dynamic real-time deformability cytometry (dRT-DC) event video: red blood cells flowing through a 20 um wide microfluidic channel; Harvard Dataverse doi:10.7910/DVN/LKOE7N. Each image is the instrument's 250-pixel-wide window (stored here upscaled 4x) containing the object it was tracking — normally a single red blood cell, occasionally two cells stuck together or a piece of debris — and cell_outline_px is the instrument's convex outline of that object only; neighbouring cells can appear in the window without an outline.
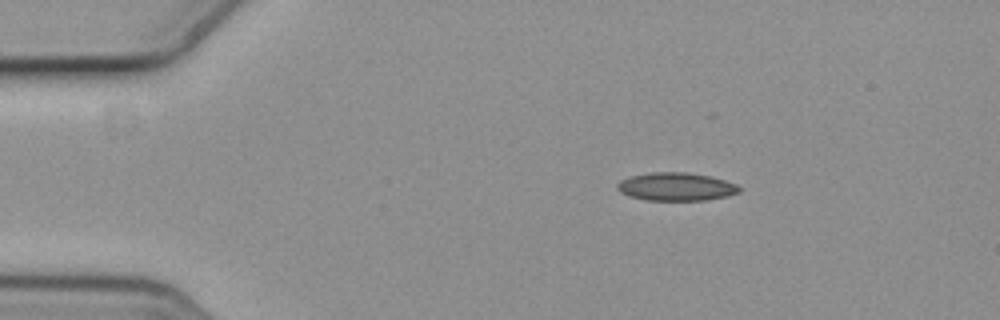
{"species": "common noctule bat (a hibernating species)", "species_latin": "Nyctalus noctula", "temperature_condition": "cold", "stored_images_in_passage": 5, "camera_frame_rate_fps": 3000, "um_per_image_px": 0.085, "animal": {"sex": "female", "body_mass_g": 19.3, "forearm_length_mm": 54.1}, "frame": {"image": 1, "passage_image": 2, "time_ms": 0.333, "image_size_px": [1000, 320], "cell_outline_px": [[740, 192], [724, 196], [704, 200], [644, 200], [628, 196], [620, 192], [616, 188], [616, 184], [620, 180], [632, 176], [652, 172], [688, 172], [712, 176], [736, 184], [740, 188]], "centroid_in_image_um": [57.43, 15.86], "position_along_channel_um": 27.6, "area_um2": 20.0}}
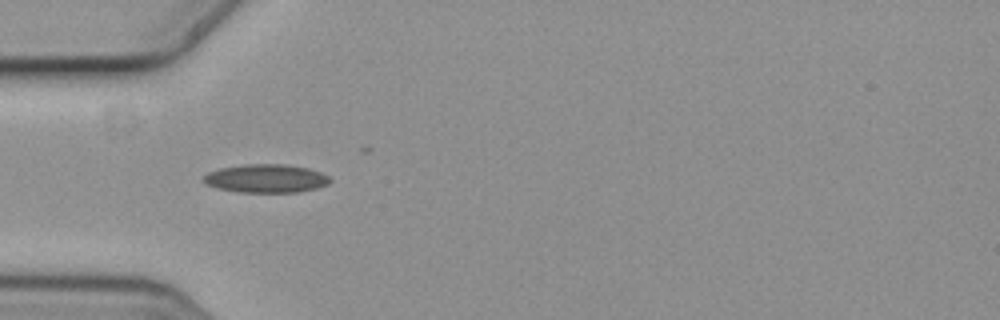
{"frame": {"image": 2, "passage_image": 4, "time_ms": 1.0, "image_size_px": [1000, 320], "cell_outline_px": [[332, 180], [328, 184], [316, 188], [300, 192], [240, 192], [216, 188], [208, 184], [204, 180], [204, 176], [208, 172], [220, 168], [244, 164], [284, 164], [308, 168], [320, 172], [328, 176]], "centroid_in_image_um": [22.63, 15.17], "position_along_channel_um": 62.4, "area_um2": 20.87}}
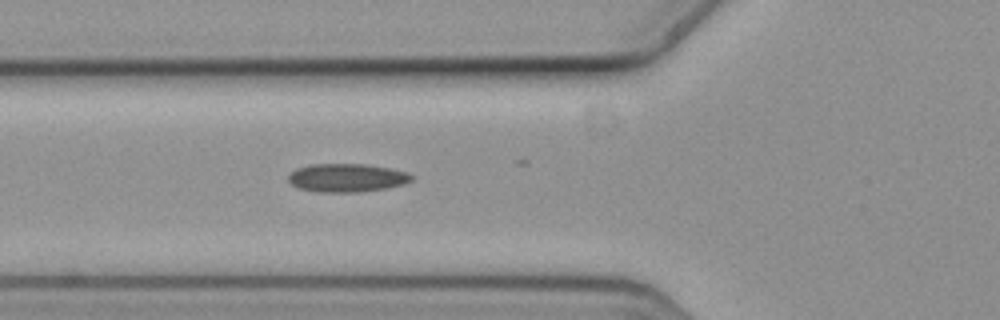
{"frame": {"image": 3, "passage_image": 5, "time_ms": 1.333, "image_size_px": [1000, 320], "cell_outline_px": [[412, 180], [404, 184], [384, 188], [360, 192], [316, 192], [296, 188], [288, 180], [288, 176], [296, 168], [312, 164], [364, 164], [392, 168], [408, 172], [412, 176]], "centroid_in_image_um": [29.47, 15.11], "position_along_channel_um": 96.3, "area_um2": 20.46}}